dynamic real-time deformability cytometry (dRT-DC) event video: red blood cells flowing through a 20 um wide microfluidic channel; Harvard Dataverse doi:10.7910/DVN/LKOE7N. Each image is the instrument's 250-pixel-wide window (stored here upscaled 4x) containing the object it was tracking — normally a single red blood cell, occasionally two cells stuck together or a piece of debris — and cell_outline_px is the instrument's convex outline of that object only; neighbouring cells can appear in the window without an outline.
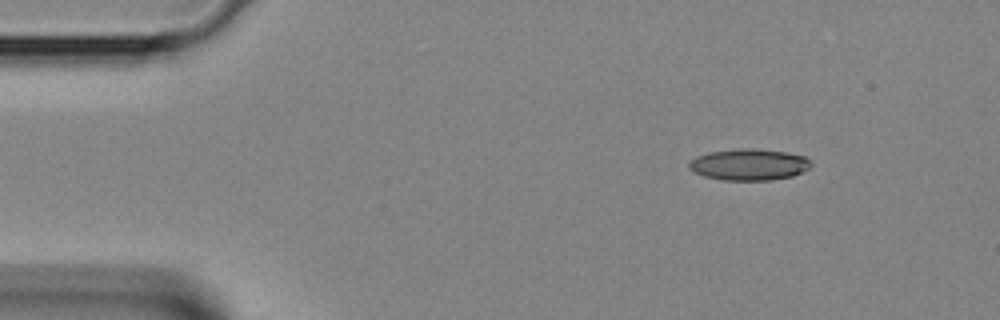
{"species": "Egyptian fruit bat (a non-hibernating species)", "species_latin": "Rousettus aegyptiacus", "temperature_condition": "room temperature", "stored_images_in_passage": 5, "camera_frame_rate_fps": 3000, "um_per_image_px": 0.085, "animal": {"sex": "female"}, "frame": {"image": 1, "passage_image": 1, "time_ms": 0.0, "image_size_px": [1000, 320], "cell_outline_px": [[812, 164], [808, 168], [792, 176], [772, 180], [724, 180], [704, 176], [692, 172], [688, 168], [688, 164], [696, 156], [708, 152], [740, 148], [756, 148], [784, 152], [804, 156]], "centroid_in_image_um": [63.62, 13.98], "position_along_channel_um": 21.4, "area_um2": 22.31}}
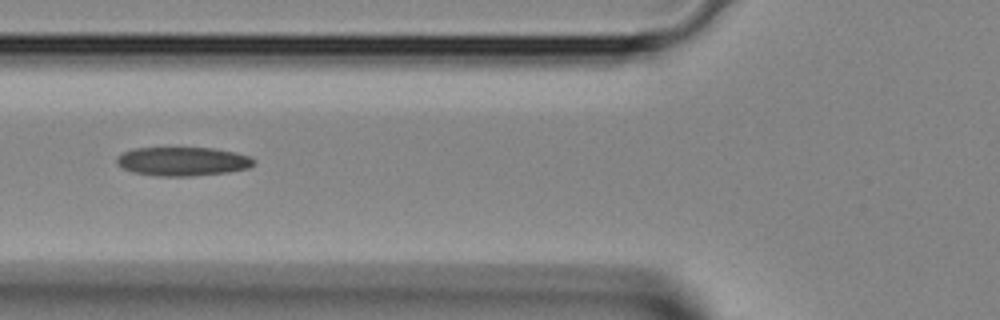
{"frame": {"image": 2, "passage_image": 4, "time_ms": 1.0, "image_size_px": [1000, 320], "cell_outline_px": [[256, 164], [248, 168], [228, 172], [192, 176], [156, 176], [132, 172], [116, 164], [116, 156], [132, 148], [212, 148], [236, 152], [252, 156], [256, 160]], "centroid_in_image_um": [15.55, 13.72], "position_along_channel_um": 110.2, "area_um2": 23.29}}
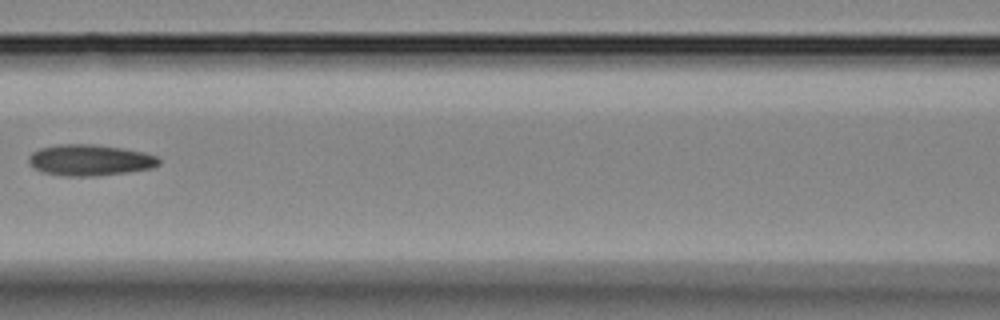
{"frame": {"image": 3, "passage_image": 5, "time_ms": 1.333, "image_size_px": [1000, 320], "cell_outline_px": [[160, 164], [152, 168], [124, 172], [92, 176], [64, 176], [40, 172], [32, 168], [28, 164], [28, 156], [32, 152], [40, 148], [60, 144], [92, 144], [120, 148], [144, 152], [156, 156], [160, 160]], "centroid_in_image_um": [7.57, 13.61], "position_along_channel_um": 159.0, "area_um2": 23.64}}